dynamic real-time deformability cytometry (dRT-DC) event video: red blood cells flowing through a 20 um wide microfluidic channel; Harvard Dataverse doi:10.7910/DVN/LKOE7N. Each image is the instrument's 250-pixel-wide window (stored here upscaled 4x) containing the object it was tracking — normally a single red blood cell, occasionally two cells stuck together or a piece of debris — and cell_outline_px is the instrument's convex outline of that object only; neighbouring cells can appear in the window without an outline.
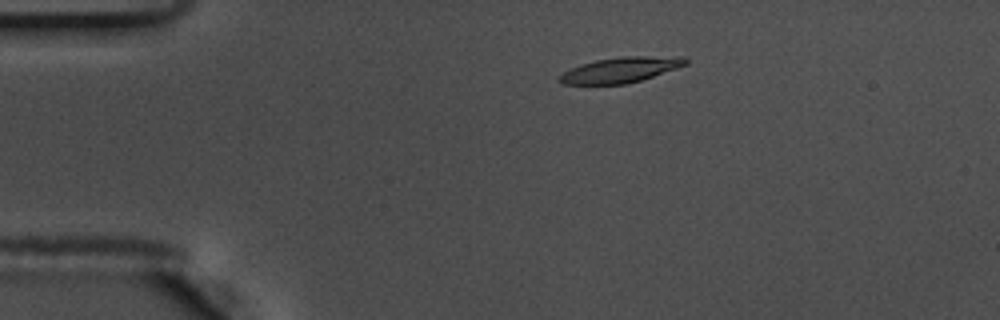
{"species": "common noctule bat (a hibernating species)", "species_latin": "Nyctalus noctula", "temperature_condition": "warm", "stored_images_in_passage": 55, "camera_frame_rate_fps": 3000, "um_per_image_px": 0.085, "animal": {"sex": "male", "body_mass_g": 17.5, "forearm_length_mm": 52.3}, "frame": {"image": 1, "passage_image": 10, "time_ms": 3.0, "image_size_px": [1000, 320], "cell_outline_px": [[688, 64], [640, 80], [624, 84], [564, 84], [556, 80], [564, 72], [580, 64], [596, 60], [620, 56], [684, 56], [688, 60]], "centroid_in_image_um": [52.76, 5.92], "position_along_channel_um": 32.2, "area_um2": 18.55}}
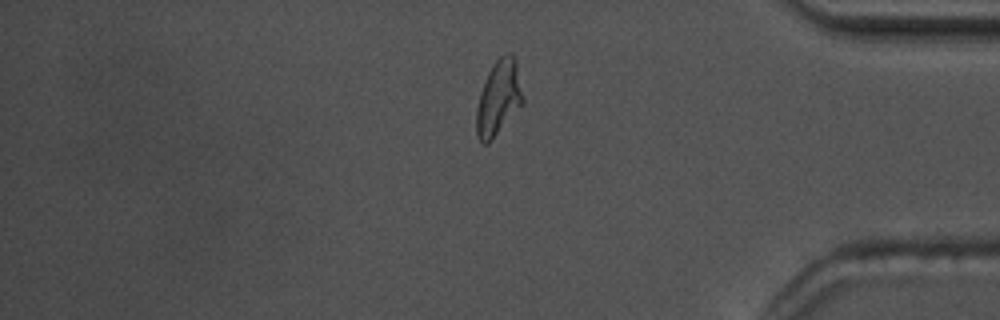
{"frame": {"image": 2, "passage_image": 46, "time_ms": 15.0, "image_size_px": [1000, 320], "cell_outline_px": [[524, 104], [492, 140], [488, 144], [484, 144], [476, 136], [476, 108], [480, 92], [484, 80], [488, 72], [496, 60], [504, 52], [512, 52], [516, 56], [524, 96]], "centroid_in_image_um": [42.41, 8.29], "position_along_channel_um": 392.8, "area_um2": 20.98}}
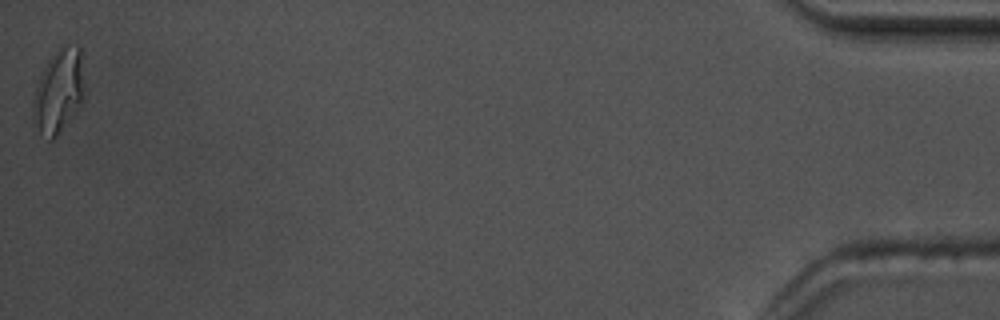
{"frame": {"image": 3, "passage_image": 55, "time_ms": 18.0, "image_size_px": [1000, 320], "cell_outline_px": [[84, 100], [72, 120], [52, 140], [48, 140], [40, 132], [32, 120], [32, 100], [40, 76], [48, 60], [56, 48], [60, 44], [68, 44], [80, 48], [84, 88]], "centroid_in_image_um": [4.99, 7.77], "position_along_channel_um": 430.2, "area_um2": 25.55}, "authors_computed_cell_mechanics": {"area_um2": 19.1896, "velocity_mm_per_s": 3.6208, "shape_relaxation_time_tau1_ms": 4.8578, "shape_relaxation_time_tau2_ms": 4.5452, "deformation_change_tau1": 0.1888, "deformation_change_tau2": 0.1195}}